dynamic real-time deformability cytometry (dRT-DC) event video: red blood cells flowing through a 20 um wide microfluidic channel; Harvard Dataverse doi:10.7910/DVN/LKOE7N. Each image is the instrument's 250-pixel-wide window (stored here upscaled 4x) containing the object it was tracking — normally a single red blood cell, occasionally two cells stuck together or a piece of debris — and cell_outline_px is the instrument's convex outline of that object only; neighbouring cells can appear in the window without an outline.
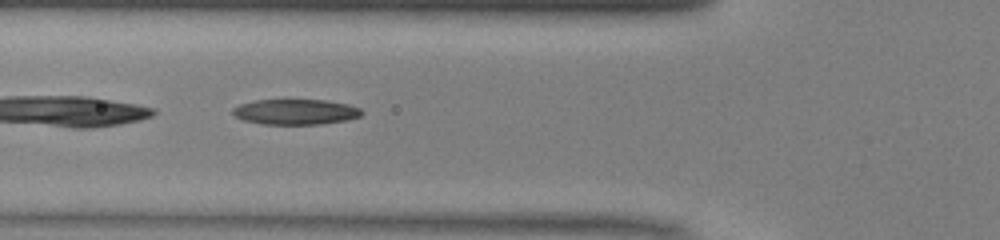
{"species": "common noctule bat (a hibernating species)", "species_latin": "Nyctalus noctula", "temperature_condition": "warm", "stored_images_in_passage": 48, "camera_frame_rate_fps": 3000, "um_per_image_px": 0.085, "animal": {"sex": "male", "body_mass_g": 13.0, "forearm_length_mm": 53.1}, "frame": {"image": 1, "passage_image": 17, "time_ms": 5.333, "image_size_px": [1000, 240], "cell_outline_px": [[364, 112], [360, 116], [344, 120], [320, 124], [264, 124], [244, 120], [236, 116], [232, 112], [232, 108], [240, 104], [256, 100], [324, 100], [348, 104], [360, 108]], "centroid_in_image_um": [25.12, 9.5], "position_along_channel_um": 100.7, "area_um2": 18.9}}
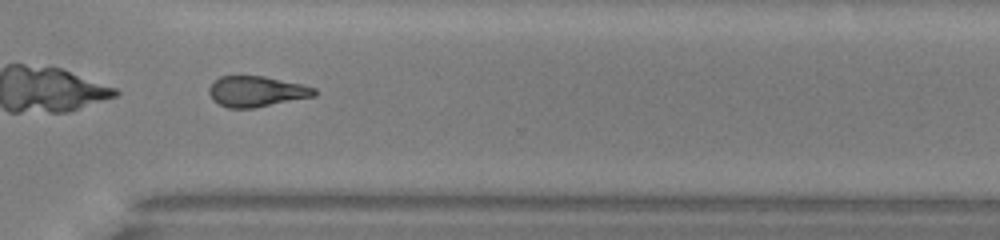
{"frame": {"image": 2, "passage_image": 35, "time_ms": 11.333, "image_size_px": [1000, 240], "cell_outline_px": [[316, 96], [256, 108], [228, 108], [212, 100], [208, 92], [208, 88], [220, 76], [264, 76], [300, 84], [316, 88]], "centroid_in_image_um": [21.8, 7.78], "position_along_channel_um": 348.8, "area_um2": 18.84}, "authors_computed_cell_mechanics": {"area_um2": 20.3167, "velocity_mm_per_s": 4.1327, "shape_relaxation_time_tau1_ms": 6.3617, "shape_relaxation_time_tau2_ms": 3.2926, "deformation_change_tau1": 0.1825, "deformation_change_tau2": 0.1244}}